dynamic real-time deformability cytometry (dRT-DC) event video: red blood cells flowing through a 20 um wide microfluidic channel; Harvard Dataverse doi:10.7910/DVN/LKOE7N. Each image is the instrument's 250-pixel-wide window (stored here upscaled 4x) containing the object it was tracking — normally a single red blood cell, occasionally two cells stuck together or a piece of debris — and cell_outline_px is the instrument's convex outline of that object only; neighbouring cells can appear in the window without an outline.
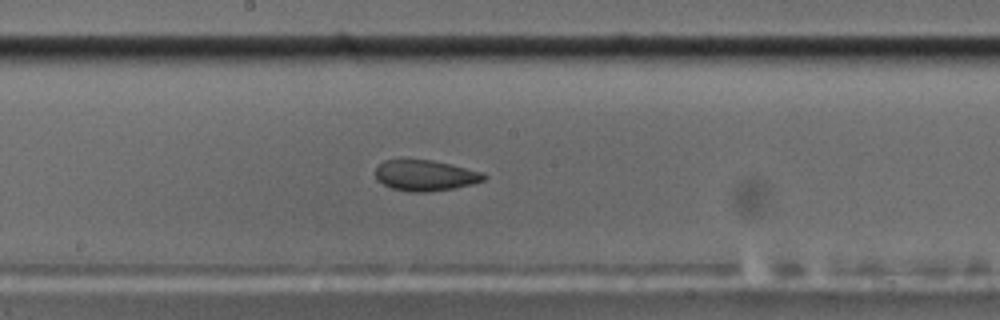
{"species": "common noctule bat (a hibernating species)", "species_latin": "Nyctalus noctula", "temperature_condition": "cold", "stored_images_in_passage": 47, "camera_frame_rate_fps": 3000, "um_per_image_px": 0.085, "animal": {"sex": "male", "body_mass_g": 17.5, "forearm_length_mm": 52.3}, "frame": {"image": 1, "passage_image": 21, "time_ms": 6.667, "image_size_px": [1000, 320], "cell_outline_px": [[488, 176], [484, 180], [472, 184], [452, 188], [424, 192], [408, 192], [392, 188], [376, 180], [376, 168], [384, 160], [432, 160], [484, 172]], "centroid_in_image_um": [36.16, 14.91], "position_along_channel_um": 212.0, "area_um2": 19.31}}
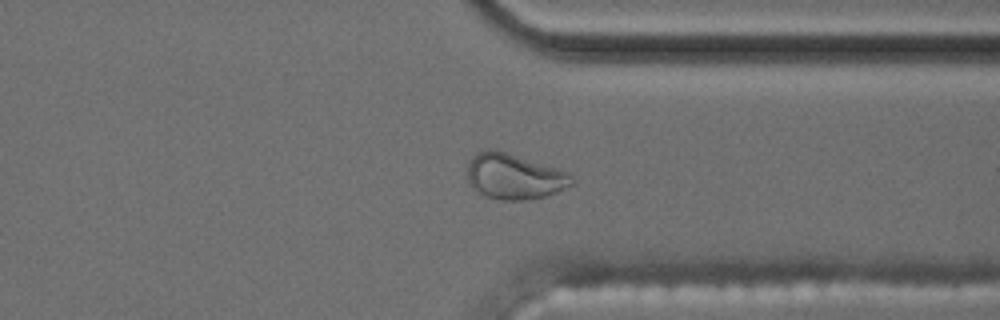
{"frame": {"image": 2, "passage_image": 34, "time_ms": 11.0, "image_size_px": [1000, 320], "cell_outline_px": [[576, 180], [572, 184], [556, 192], [532, 200], [500, 200], [488, 196], [480, 192], [468, 180], [468, 160], [476, 152], [488, 148], [492, 148], [556, 168], [568, 172]], "centroid_in_image_um": [43.71, 14.99], "position_along_channel_um": 367.7, "area_um2": 27.46}}
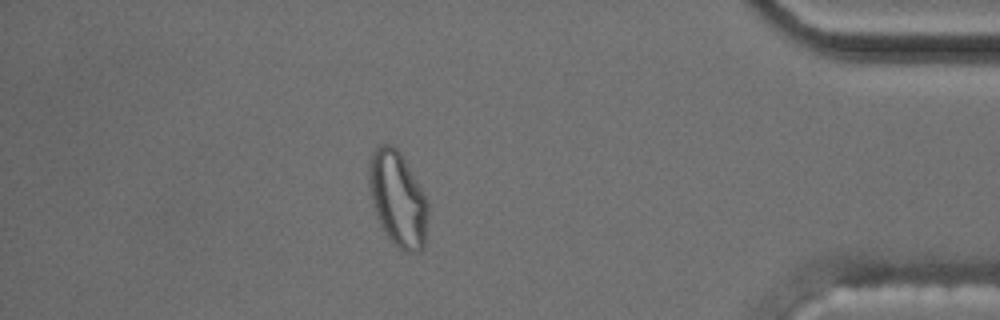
{"frame": {"image": 3, "passage_image": 40, "time_ms": 13.0, "image_size_px": [1000, 320], "cell_outline_px": [[428, 216], [424, 248], [420, 252], [404, 252], [384, 232], [380, 224], [372, 204], [368, 184], [368, 164], [372, 152], [380, 144], [392, 144], [400, 152], [420, 188], [428, 204]], "centroid_in_image_um": [33.79, 16.91], "position_along_channel_um": 401.4, "area_um2": 32.54}}